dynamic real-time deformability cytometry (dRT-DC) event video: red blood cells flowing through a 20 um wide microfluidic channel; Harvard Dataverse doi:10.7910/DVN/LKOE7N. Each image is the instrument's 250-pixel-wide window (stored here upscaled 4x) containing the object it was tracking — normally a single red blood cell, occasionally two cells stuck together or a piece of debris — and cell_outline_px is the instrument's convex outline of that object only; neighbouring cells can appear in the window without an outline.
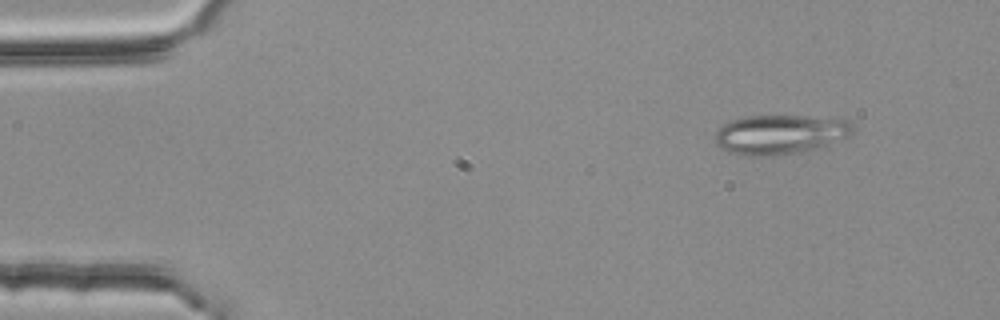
{"species": "common noctule bat (a hibernating species)", "species_latin": "Nyctalus noctula", "temperature_condition": "room temperature", "stored_images_in_passage": 4, "camera_frame_rate_fps": 3000, "um_per_image_px": 0.085, "animal": {"sex": "female", "body_mass_g": 25.1}, "frame": {"image": 1, "passage_image": 4, "time_ms": 1.0, "image_size_px": [1000, 320], "cell_outline_px": [[856, 128], [848, 136], [816, 148], [800, 152], [760, 156], [728, 152], [720, 148], [716, 144], [716, 132], [724, 124], [732, 120], [748, 116], [844, 116]], "centroid_in_image_um": [66.39, 11.39], "position_along_channel_um": 18.6, "area_um2": 31.67}}